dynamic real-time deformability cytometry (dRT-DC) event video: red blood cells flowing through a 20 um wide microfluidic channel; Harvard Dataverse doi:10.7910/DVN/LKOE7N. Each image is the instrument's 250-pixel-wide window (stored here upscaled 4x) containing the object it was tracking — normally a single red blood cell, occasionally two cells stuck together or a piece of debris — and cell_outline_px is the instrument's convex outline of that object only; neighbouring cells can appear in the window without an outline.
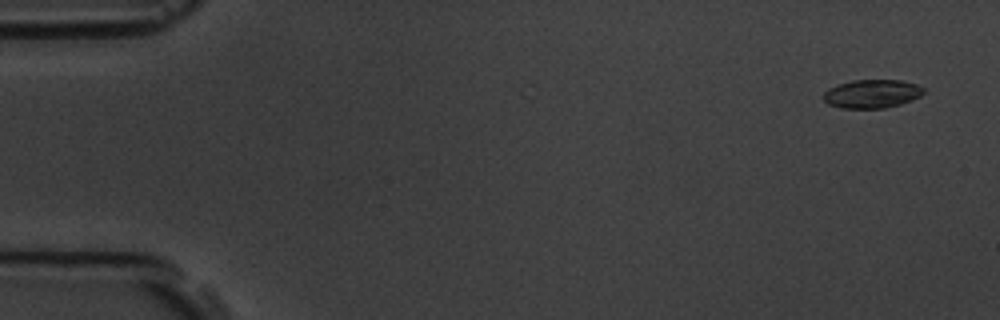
{"species": "common noctule bat (a hibernating species)", "species_latin": "Nyctalus noctula", "temperature_condition": "room temperature", "stored_images_in_passage": 3, "camera_frame_rate_fps": 3000, "um_per_image_px": 0.085, "animal": {"sex": "male", "body_mass_g": 19.5, "forearm_length_mm": 54.6}, "frame": {"image": 1, "passage_image": 1, "time_ms": 0.0, "image_size_px": [1000, 320], "cell_outline_px": [[924, 92], [920, 96], [912, 100], [900, 104], [884, 108], [840, 108], [828, 104], [824, 100], [824, 92], [828, 88], [852, 80], [900, 80], [916, 84], [924, 88]], "centroid_in_image_um": [74.11, 7.97], "position_along_channel_um": 10.9, "area_um2": 16.59}}